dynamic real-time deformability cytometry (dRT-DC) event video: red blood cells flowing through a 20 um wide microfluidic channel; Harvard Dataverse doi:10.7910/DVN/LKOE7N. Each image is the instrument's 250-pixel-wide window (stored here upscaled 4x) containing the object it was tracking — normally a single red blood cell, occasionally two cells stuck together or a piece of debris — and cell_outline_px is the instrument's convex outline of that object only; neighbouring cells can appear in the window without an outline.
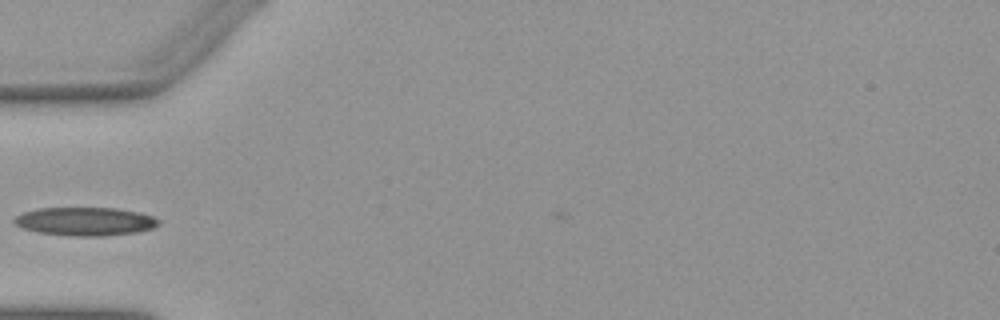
{"species": "Egyptian fruit bat (a non-hibernating species)", "species_latin": "Rousettus aegyptiacus", "temperature_condition": "warm", "stored_images_in_passage": 3, "camera_frame_rate_fps": 3000, "um_per_image_px": 0.085, "animal": {"sex": "female"}, "frame": {"image": 1, "passage_image": 1, "time_ms": 0.0, "image_size_px": [1000, 320], "cell_outline_px": [[160, 224], [152, 228], [136, 232], [100, 236], [68, 236], [40, 232], [24, 228], [16, 224], [12, 220], [16, 216], [24, 212], [36, 208], [116, 208], [140, 212], [152, 216], [160, 220]], "centroid_in_image_um": [7.26, 18.81], "position_along_channel_um": 77.7, "area_um2": 23.81}}